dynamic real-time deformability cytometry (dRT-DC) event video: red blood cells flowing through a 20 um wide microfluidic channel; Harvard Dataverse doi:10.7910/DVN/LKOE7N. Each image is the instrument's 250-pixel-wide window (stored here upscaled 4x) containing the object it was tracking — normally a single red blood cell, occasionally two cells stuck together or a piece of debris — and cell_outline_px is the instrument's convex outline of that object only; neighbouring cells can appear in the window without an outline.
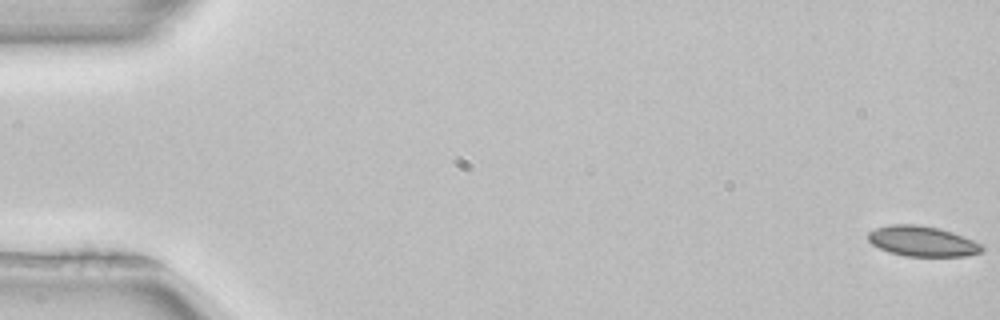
{"species": "common noctule bat (a hibernating species)", "species_latin": "Nyctalus noctula", "temperature_condition": "room temperature", "stored_images_in_passage": 53, "camera_frame_rate_fps": 3000, "um_per_image_px": 0.085, "animal": {"sex": "female", "body_mass_g": 22.7, "forearm_length_mm": 54.2}, "frame": {"image": 1, "passage_image": 1, "time_ms": 0.0, "image_size_px": [1000, 320], "cell_outline_px": [[984, 252], [968, 256], [904, 256], [888, 252], [872, 244], [868, 240], [868, 232], [876, 228], [888, 224], [916, 224], [940, 228], [952, 232], [972, 240], [980, 244], [984, 248]], "centroid_in_image_um": [78.39, 20.5], "position_along_channel_um": 6.6, "area_um2": 20.23}}
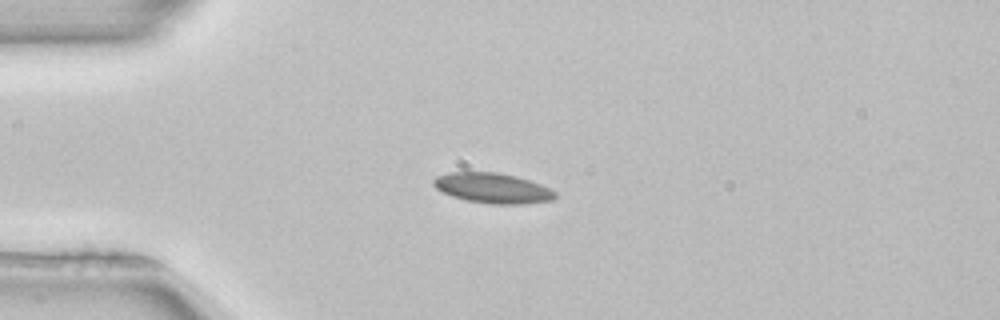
{"frame": {"image": 2, "passage_image": 14, "time_ms": 4.333, "image_size_px": [1000, 320], "cell_outline_px": [[556, 196], [552, 200], [524, 204], [488, 204], [468, 200], [452, 196], [440, 192], [432, 184], [432, 180], [436, 176], [448, 172], [496, 172], [516, 176], [540, 184], [556, 192]], "centroid_in_image_um": [41.83, 15.99], "position_along_channel_um": 43.2, "area_um2": 21.44}}
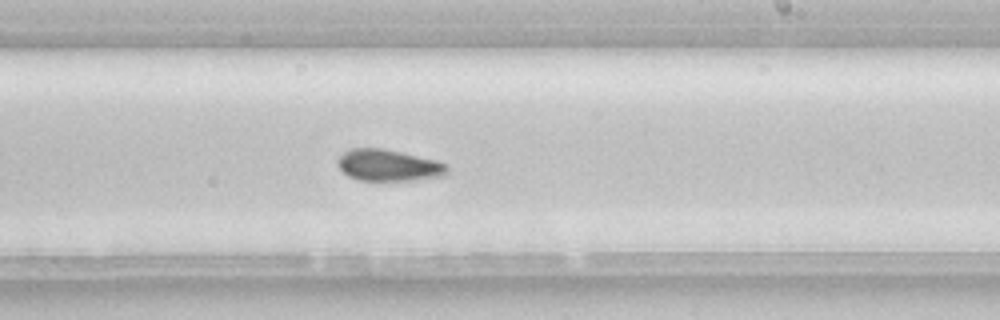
{"frame": {"image": 3, "passage_image": 32, "time_ms": 10.333, "image_size_px": [1000, 320], "cell_outline_px": [[448, 172], [444, 176], [416, 180], [360, 180], [348, 176], [336, 164], [336, 160], [344, 152], [352, 148], [380, 148], [400, 152], [436, 160], [448, 164]], "centroid_in_image_um": [33.03, 14.05], "position_along_channel_um": 256.0, "area_um2": 20.11}}